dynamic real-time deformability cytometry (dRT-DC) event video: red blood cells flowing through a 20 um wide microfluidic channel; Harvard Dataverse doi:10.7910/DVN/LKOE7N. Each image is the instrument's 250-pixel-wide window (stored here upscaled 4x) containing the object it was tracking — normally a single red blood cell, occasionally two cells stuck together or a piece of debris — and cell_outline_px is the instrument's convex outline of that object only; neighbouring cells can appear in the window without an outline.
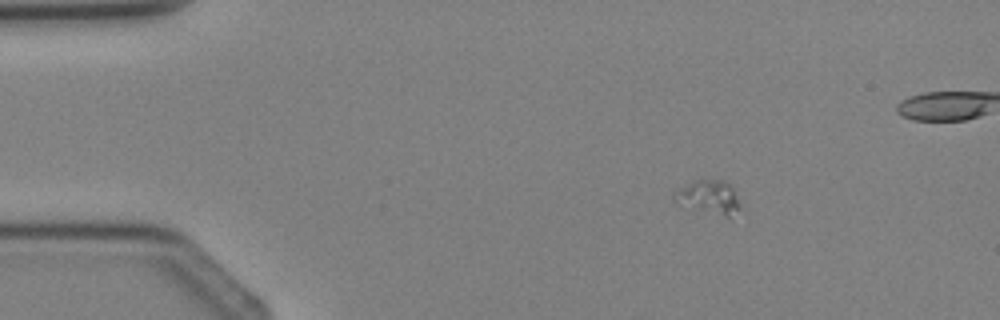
{"species": "Egyptian fruit bat (a non-hibernating species)", "species_latin": "Rousettus aegyptiacus", "temperature_condition": "cold", "stored_images_in_passage": 4, "segment_of_instrument_passage": [1, 2], "camera_frame_rate_fps": 3000, "um_per_image_px": 0.085, "animal": {"sex": "female"}, "frame": {"image": 1, "passage_image": 1, "time_ms": 0.0, "image_size_px": [1000, 320], "cell_outline_px": [[740, 208], [728, 216], [724, 216], [680, 204], [672, 200], [672, 192], [696, 180], [724, 180], [732, 184]], "centroid_in_image_um": [60.22, 16.72], "position_along_channel_um": 24.8, "area_um2": 12.54}}